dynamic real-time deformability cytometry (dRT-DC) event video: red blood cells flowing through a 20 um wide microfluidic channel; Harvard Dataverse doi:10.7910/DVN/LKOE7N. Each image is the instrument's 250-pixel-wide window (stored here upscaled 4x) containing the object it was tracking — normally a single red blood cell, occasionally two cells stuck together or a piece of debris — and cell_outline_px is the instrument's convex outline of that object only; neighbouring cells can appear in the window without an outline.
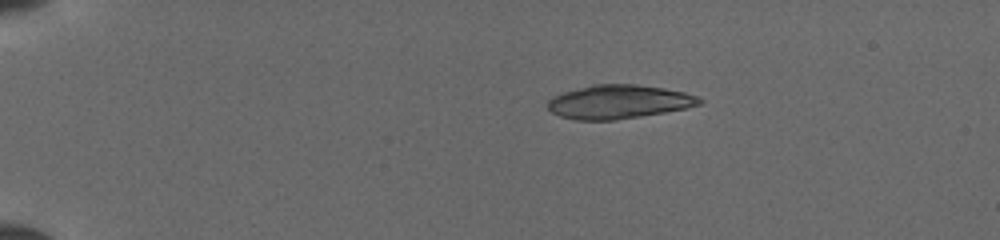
{"species": "common noctule bat (a hibernating species)", "species_latin": "Nyctalus noctula", "temperature_condition": "cold", "stored_images_in_passage": 14, "camera_frame_rate_fps": 3000, "um_per_image_px": 0.085, "animal": {"sex": "female", "body_mass_g": 19.5, "forearm_length_mm": 54.1}, "frame": {"image": 1, "passage_image": 1, "time_ms": 0.0, "image_size_px": [1000, 240], "cell_outline_px": [[704, 100], [700, 104], [688, 108], [616, 120], [576, 120], [560, 116], [552, 112], [548, 108], [548, 100], [552, 96], [564, 92], [592, 84], [636, 84], [664, 88], [684, 92], [696, 96]], "centroid_in_image_um": [52.59, 8.65], "position_along_channel_um": 32.4, "area_um2": 29.82}}
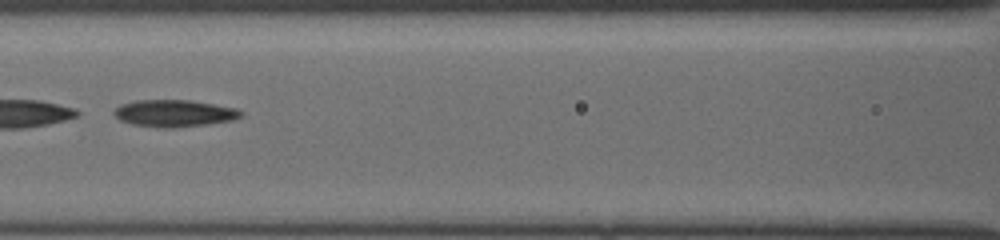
{"frame": {"image": 2, "passage_image": 10, "time_ms": 5.0, "image_size_px": [1000, 240], "cell_outline_px": [[244, 116], [232, 120], [208, 124], [164, 128], [132, 124], [120, 120], [112, 112], [120, 104], [136, 100], [188, 100], [236, 108], [244, 112]], "centroid_in_image_um": [14.82, 9.62], "position_along_channel_um": 151.8, "area_um2": 19.83}}
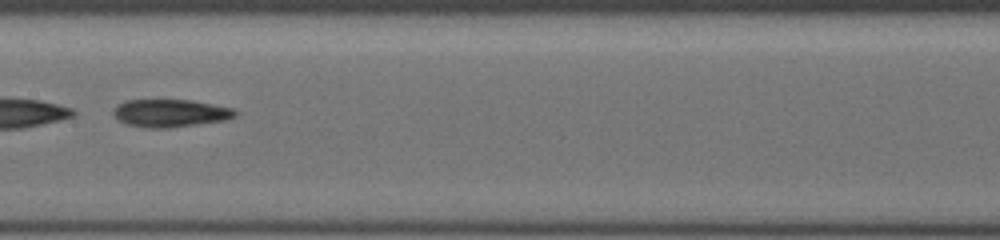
{"frame": {"image": 3, "passage_image": 12, "time_ms": 6.0, "image_size_px": [1000, 240], "cell_outline_px": [[240, 112], [236, 116], [224, 120], [168, 128], [148, 128], [128, 124], [112, 116], [112, 108], [116, 104], [124, 100], [192, 100], [232, 108]], "centroid_in_image_um": [14.44, 9.6], "position_along_channel_um": 193.0, "area_um2": 19.77}}